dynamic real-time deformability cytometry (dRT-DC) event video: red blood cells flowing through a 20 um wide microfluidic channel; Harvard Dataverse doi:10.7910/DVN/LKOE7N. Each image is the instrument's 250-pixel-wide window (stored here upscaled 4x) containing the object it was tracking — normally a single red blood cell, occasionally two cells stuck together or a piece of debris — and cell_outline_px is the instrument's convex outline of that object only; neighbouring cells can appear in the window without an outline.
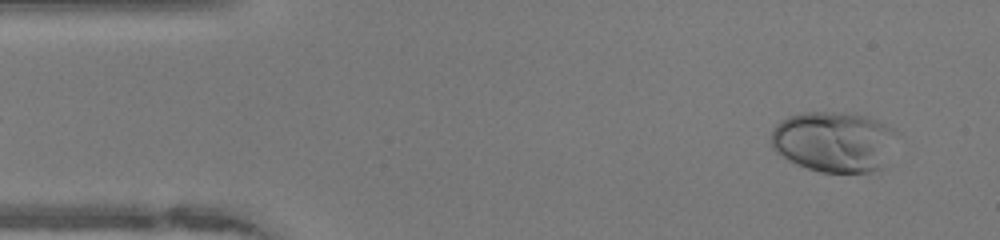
{"species": "human", "species_latin": "Homo sapiens", "temperature_condition": "warm", "stored_images_in_passage": 48, "camera_frame_rate_fps": 3000, "um_per_image_px": 0.085, "donor": {"sex": "female"}, "frame": {"image": 1, "passage_image": 3, "time_ms": 0.667, "image_size_px": [1000, 240], "cell_outline_px": [[896, 132], [884, 168], [868, 172], [820, 172], [796, 164], [776, 152], [772, 148], [772, 128], [780, 120], [788, 116], [800, 112], [844, 112], [864, 116], [876, 120], [896, 128]], "centroid_in_image_um": [70.86, 12.03], "position_along_channel_um": 14.1, "area_um2": 44.51}}
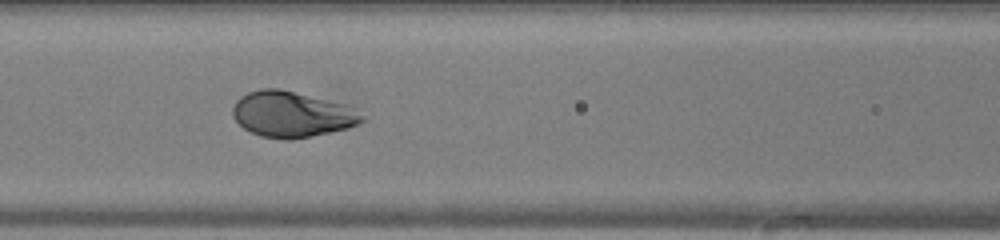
{"frame": {"image": 2, "passage_image": 19, "time_ms": 6.0, "image_size_px": [1000, 240], "cell_outline_px": [[364, 120], [348, 128], [288, 140], [260, 136], [244, 128], [232, 116], [232, 108], [236, 100], [240, 96], [248, 92], [260, 88], [280, 88], [344, 104], [360, 116]], "centroid_in_image_um": [24.71, 9.7], "position_along_channel_um": 141.9, "area_um2": 33.87}}
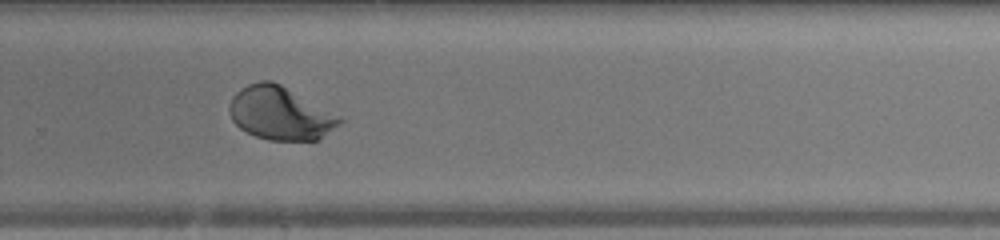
{"frame": {"image": 3, "passage_image": 31, "time_ms": 10.0, "image_size_px": [1000, 240], "cell_outline_px": [[344, 120], [340, 124], [316, 140], [268, 140], [256, 136], [240, 128], [232, 120], [228, 112], [228, 108], [232, 96], [240, 88], [248, 84], [260, 80], [272, 80], [280, 84], [340, 116]], "centroid_in_image_um": [23.78, 9.62], "position_along_channel_um": 306.0, "area_um2": 33.93}}